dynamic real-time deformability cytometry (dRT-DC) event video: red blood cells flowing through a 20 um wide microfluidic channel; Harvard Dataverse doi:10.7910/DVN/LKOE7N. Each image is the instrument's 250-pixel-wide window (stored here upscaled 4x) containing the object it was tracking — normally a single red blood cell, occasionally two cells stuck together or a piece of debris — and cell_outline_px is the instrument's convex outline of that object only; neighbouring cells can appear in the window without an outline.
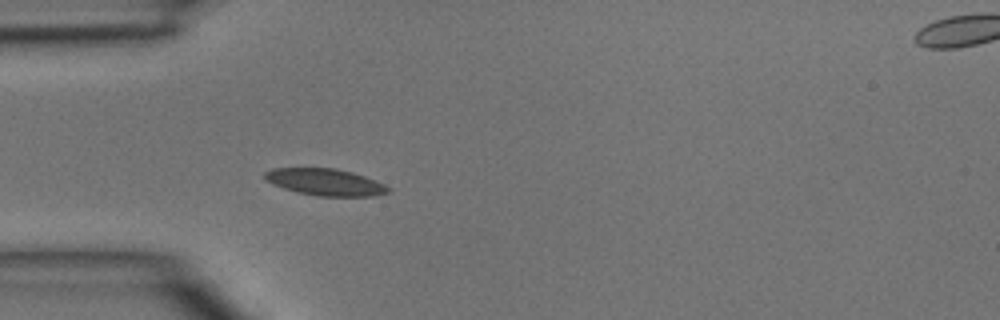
{"species": "common noctule bat (a hibernating species)", "species_latin": "Nyctalus noctula", "temperature_condition": "room temperature", "stored_images_in_passage": 34, "camera_frame_rate_fps": 3000, "um_per_image_px": 0.085, "animal": {"sex": "male", "body_mass_g": 15.6}, "frame": {"image": 1, "passage_image": 1, "time_ms": 0.0, "image_size_px": [1000, 320], "cell_outline_px": [[392, 192], [372, 196], [320, 196], [296, 192], [272, 184], [264, 180], [264, 172], [272, 168], [336, 168], [352, 172], [364, 176], [384, 184], [392, 188]], "centroid_in_image_um": [27.65, 15.48], "position_along_channel_um": 57.4, "area_um2": 19.42}}
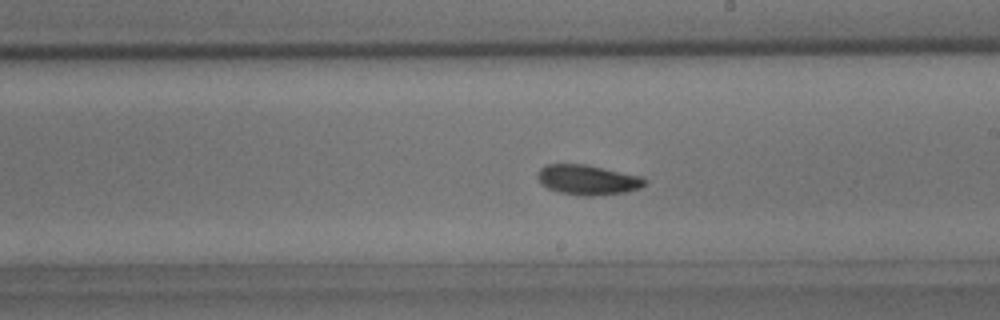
{"frame": {"image": 2, "passage_image": 14, "time_ms": 4.333, "image_size_px": [1000, 320], "cell_outline_px": [[644, 184], [640, 188], [624, 192], [592, 196], [584, 196], [560, 192], [548, 188], [540, 184], [536, 176], [536, 172], [540, 168], [548, 164], [588, 164], [640, 176], [644, 180]], "centroid_in_image_um": [49.88, 15.27], "position_along_channel_um": 239.1, "area_um2": 18.67}}
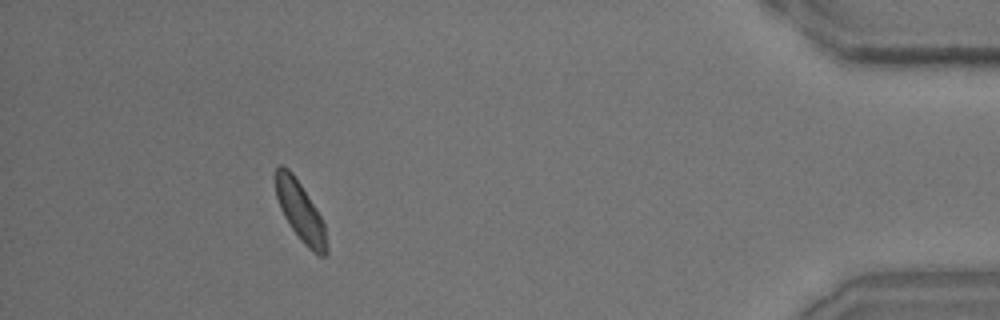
{"frame": {"image": 3, "passage_image": 30, "time_ms": 9.667, "image_size_px": [1000, 320], "cell_outline_px": [[328, 252], [324, 256], [316, 256], [304, 244], [292, 228], [284, 216], [280, 208], [276, 196], [276, 168], [280, 164], [288, 168], [292, 172], [316, 208], [324, 224]], "centroid_in_image_um": [25.54, 18.0], "position_along_channel_um": 409.7, "area_um2": 17.46}}